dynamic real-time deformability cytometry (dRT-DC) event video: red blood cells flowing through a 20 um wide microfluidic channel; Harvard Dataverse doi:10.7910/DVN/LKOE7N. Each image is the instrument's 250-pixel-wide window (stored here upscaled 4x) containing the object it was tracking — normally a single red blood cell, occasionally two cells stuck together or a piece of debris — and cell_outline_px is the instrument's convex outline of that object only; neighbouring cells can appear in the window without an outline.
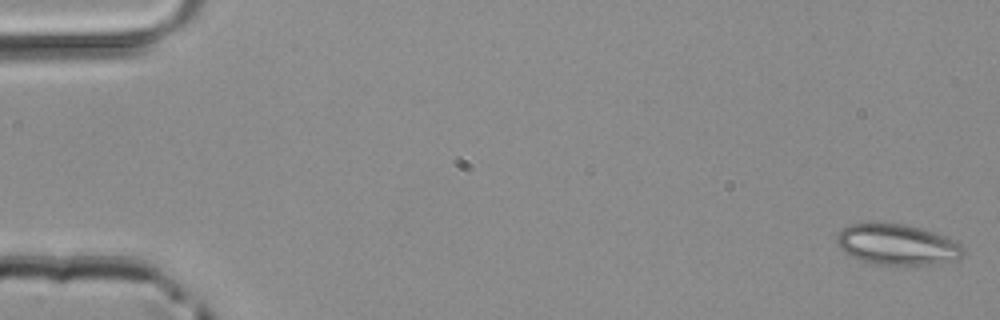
{"species": "common noctule bat (a hibernating species)", "species_latin": "Nyctalus noctula", "temperature_condition": "room temperature", "stored_images_in_passage": 49, "camera_frame_rate_fps": 3000, "um_per_image_px": 0.085, "animal": {"sex": "male", "body_mass_g": 20.4}, "frame": {"image": 1, "passage_image": 1, "time_ms": 0.0, "image_size_px": [1000, 320], "cell_outline_px": [[964, 252], [956, 260], [940, 264], [876, 264], [860, 260], [848, 256], [836, 244], [836, 232], [848, 224], [904, 224], [920, 228], [944, 236], [960, 244]], "centroid_in_image_um": [76.2, 20.8], "position_along_channel_um": 8.8, "area_um2": 29.82}}
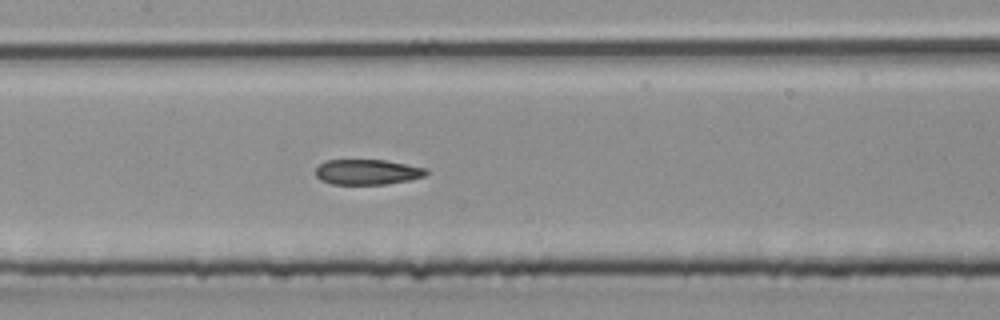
{"frame": {"image": 2, "passage_image": 24, "time_ms": 7.667, "image_size_px": [1000, 320], "cell_outline_px": [[428, 172], [424, 176], [408, 180], [388, 184], [332, 184], [320, 180], [316, 176], [316, 168], [324, 160], [384, 160], [428, 168]], "centroid_in_image_um": [31.21, 14.62], "position_along_channel_um": 176.2, "area_um2": 16.3}}
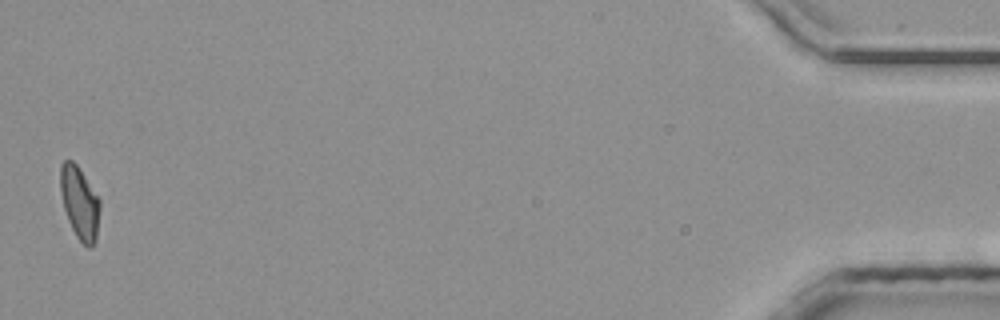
{"frame": {"image": 3, "passage_image": 49, "time_ms": 16.0, "image_size_px": [1000, 320], "cell_outline_px": [[100, 212], [96, 240], [92, 248], [88, 248], [76, 236], [68, 220], [64, 208], [60, 192], [60, 164], [64, 160], [72, 160], [76, 164], [100, 200]], "centroid_in_image_um": [6.77, 17.26], "position_along_channel_um": 428.4, "area_um2": 16.7}}